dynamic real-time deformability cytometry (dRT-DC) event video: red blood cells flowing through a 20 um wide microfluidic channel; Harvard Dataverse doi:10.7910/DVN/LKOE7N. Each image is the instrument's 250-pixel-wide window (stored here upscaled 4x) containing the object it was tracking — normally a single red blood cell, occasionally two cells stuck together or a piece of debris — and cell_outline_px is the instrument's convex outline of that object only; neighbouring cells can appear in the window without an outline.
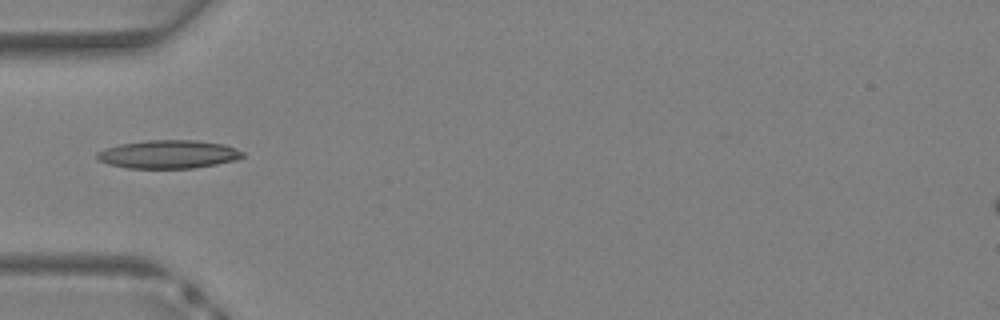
{"species": "Egyptian fruit bat (a non-hibernating species)", "species_latin": "Rousettus aegyptiacus", "temperature_condition": "warm", "stored_images_in_passage": 25, "camera_frame_rate_fps": 3000, "um_per_image_px": 0.085, "animal": {"sex": "female"}, "frame": {"image": 1, "passage_image": 1, "time_ms": 0.0, "image_size_px": [1000, 320], "cell_outline_px": [[244, 156], [236, 160], [216, 164], [192, 168], [128, 168], [108, 164], [96, 160], [96, 152], [104, 148], [120, 144], [148, 140], [196, 140], [224, 144], [244, 152]], "centroid_in_image_um": [14.28, 13.11], "position_along_channel_um": 70.7, "area_um2": 24.1}}
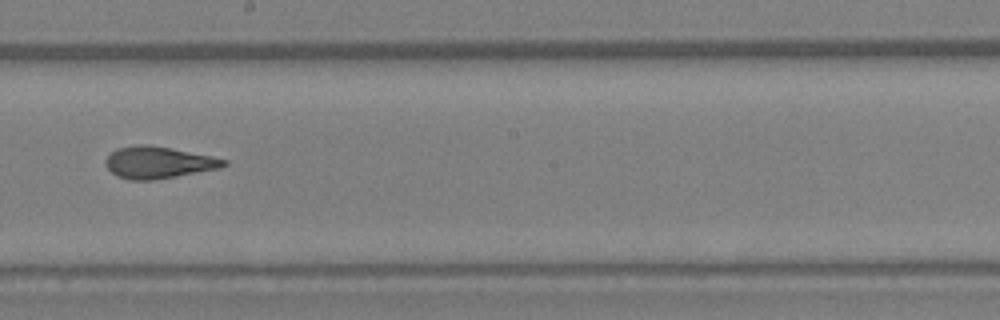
{"frame": {"image": 2, "passage_image": 10, "time_ms": 3.0, "image_size_px": [1000, 320], "cell_outline_px": [[228, 164], [220, 168], [176, 176], [152, 180], [128, 180], [116, 176], [104, 164], [104, 160], [116, 148], [140, 144], [148, 144], [212, 156], [228, 160]], "centroid_in_image_um": [13.44, 13.81], "position_along_channel_um": 234.8, "area_um2": 21.91}}
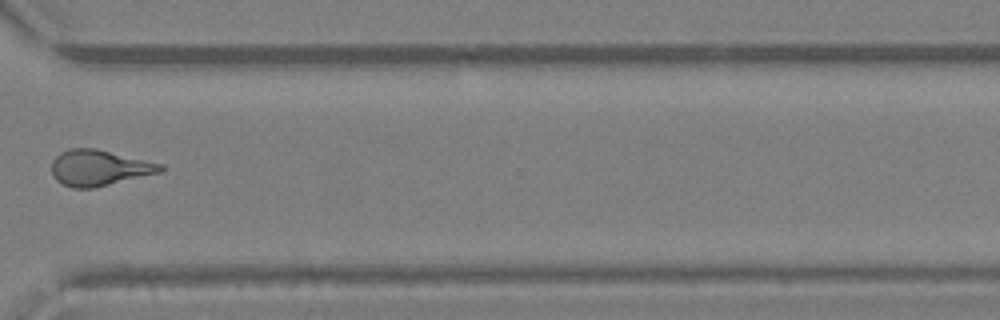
{"frame": {"image": 3, "passage_image": 17, "time_ms": 5.333, "image_size_px": [1000, 320], "cell_outline_px": [[164, 172], [92, 188], [72, 188], [60, 184], [52, 176], [52, 160], [60, 152], [68, 148], [96, 148], [164, 164]], "centroid_in_image_um": [8.43, 14.26], "position_along_channel_um": 362.2, "area_um2": 23.06}}